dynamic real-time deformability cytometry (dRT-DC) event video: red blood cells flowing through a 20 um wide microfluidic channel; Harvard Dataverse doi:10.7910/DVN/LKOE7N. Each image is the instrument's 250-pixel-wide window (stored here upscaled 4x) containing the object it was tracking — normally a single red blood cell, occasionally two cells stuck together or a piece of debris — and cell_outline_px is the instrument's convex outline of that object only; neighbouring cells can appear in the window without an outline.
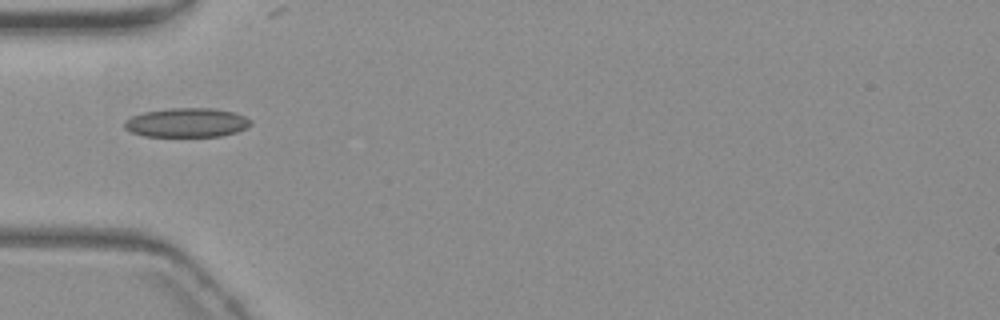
{"species": "common noctule bat (a hibernating species)", "species_latin": "Nyctalus noctula", "temperature_condition": "warm", "stored_images_in_passage": 39, "camera_frame_rate_fps": 3000, "um_per_image_px": 0.085, "animal": {"sex": "female", "body_mass_g": 19.3, "forearm_length_mm": 54.1}, "frame": {"image": 1, "passage_image": 1, "time_ms": 0.0, "image_size_px": [1000, 320], "cell_outline_px": [[252, 124], [236, 132], [220, 136], [144, 136], [132, 132], [124, 128], [124, 120], [132, 116], [144, 112], [168, 108], [212, 108], [236, 112], [252, 120]], "centroid_in_image_um": [15.88, 10.41], "position_along_channel_um": 69.1, "area_um2": 21.5}}
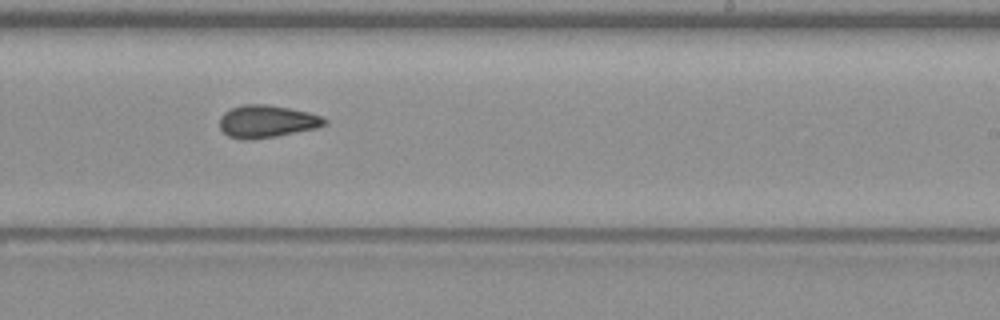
{"frame": {"image": 2, "passage_image": 17, "time_ms": 5.333, "image_size_px": [1000, 320], "cell_outline_px": [[328, 120], [324, 124], [316, 128], [276, 136], [252, 140], [244, 140], [228, 136], [220, 128], [220, 116], [224, 112], [232, 108], [244, 104], [268, 104], [308, 112], [320, 116]], "centroid_in_image_um": [22.65, 10.32], "position_along_channel_um": 266.4, "area_um2": 19.77}}
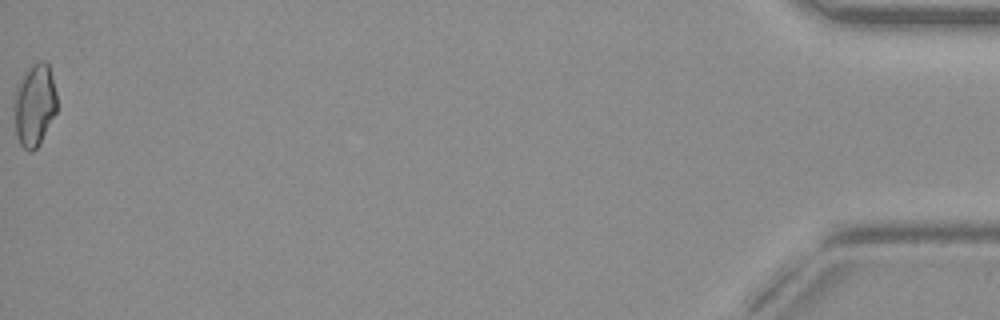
{"frame": {"image": 3, "passage_image": 39, "time_ms": 12.667, "image_size_px": [1000, 320], "cell_outline_px": [[56, 112], [40, 144], [32, 152], [28, 152], [20, 144], [16, 132], [16, 92], [24, 72], [32, 64], [40, 60], [44, 60], [48, 64], [52, 76], [56, 92]], "centroid_in_image_um": [2.97, 8.93], "position_along_channel_um": 432.2, "area_um2": 20.06}, "authors_computed_cell_mechanics": {"area_um2": 19.3052, "velocity_mm_per_s": 3.6841, "shape_relaxation_time_tau1_ms": 10.2612, "shape_relaxation_time_tau2_ms": 3.0114, "deformation_change_tau1": 0.2088, "deformation_change_tau2": 0.0773}}